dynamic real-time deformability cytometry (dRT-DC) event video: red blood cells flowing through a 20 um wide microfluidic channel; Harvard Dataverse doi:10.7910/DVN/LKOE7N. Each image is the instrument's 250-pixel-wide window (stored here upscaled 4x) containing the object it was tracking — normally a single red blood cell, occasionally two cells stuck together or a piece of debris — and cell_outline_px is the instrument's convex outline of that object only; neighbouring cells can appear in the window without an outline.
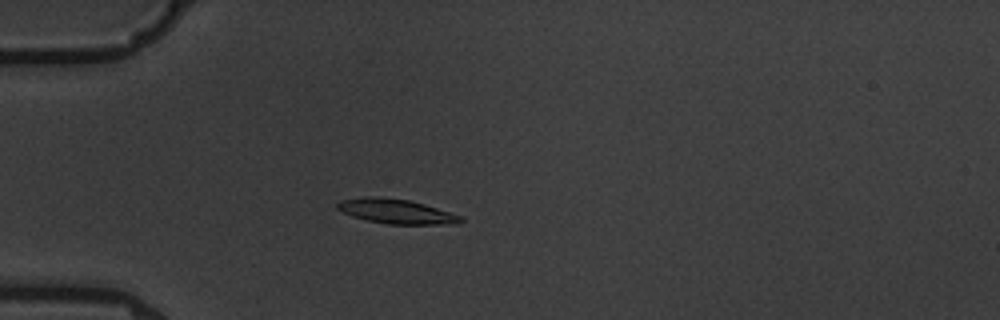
{"species": "common noctule bat (a hibernating species)", "species_latin": "Nyctalus noctula", "temperature_condition": "warm", "stored_images_in_passage": 9, "camera_frame_rate_fps": 3000, "um_per_image_px": 0.085, "animal": {"sex": "male", "body_mass_g": 19.5, "forearm_length_mm": 54.6}, "frame": {"image": 1, "passage_image": 4, "time_ms": 3.667, "image_size_px": [1000, 320], "cell_outline_px": [[464, 220], [456, 224], [388, 224], [364, 220], [352, 216], [336, 208], [336, 204], [340, 200], [364, 196], [376, 196], [408, 200], [424, 204], [460, 216]], "centroid_in_image_um": [33.61, 17.96], "position_along_channel_um": 51.4, "area_um2": 17.57}}
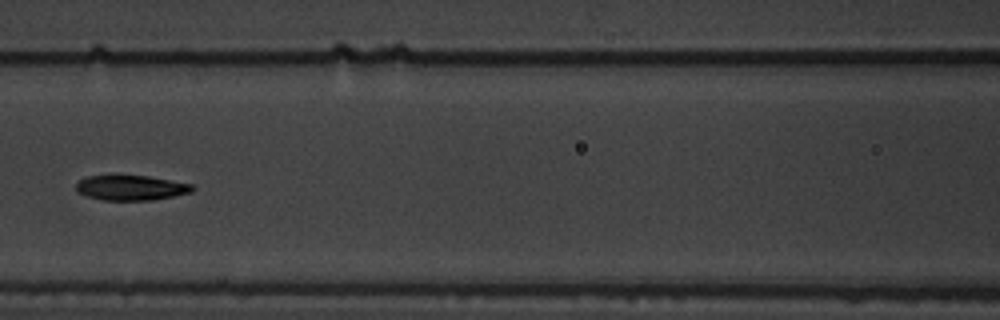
{"frame": {"image": 2, "passage_image": 7, "time_ms": 7.0, "image_size_px": [1000, 320], "cell_outline_px": [[196, 188], [192, 192], [152, 200], [100, 200], [76, 192], [76, 184], [80, 180], [88, 176], [148, 176], [192, 184]], "centroid_in_image_um": [11.14, 15.97], "position_along_channel_um": 155.5, "area_um2": 16.82}}
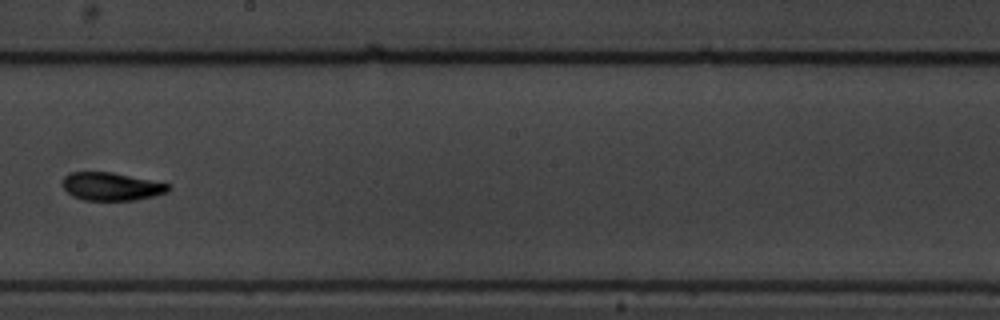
{"frame": {"image": 3, "passage_image": 9, "time_ms": 9.333, "image_size_px": [1000, 320], "cell_outline_px": [[172, 188], [168, 192], [136, 200], [84, 200], [72, 196], [60, 184], [64, 176], [72, 172], [112, 172], [152, 180], [168, 184]], "centroid_in_image_um": [9.45, 15.85], "position_along_channel_um": 238.8, "area_um2": 17.34}}